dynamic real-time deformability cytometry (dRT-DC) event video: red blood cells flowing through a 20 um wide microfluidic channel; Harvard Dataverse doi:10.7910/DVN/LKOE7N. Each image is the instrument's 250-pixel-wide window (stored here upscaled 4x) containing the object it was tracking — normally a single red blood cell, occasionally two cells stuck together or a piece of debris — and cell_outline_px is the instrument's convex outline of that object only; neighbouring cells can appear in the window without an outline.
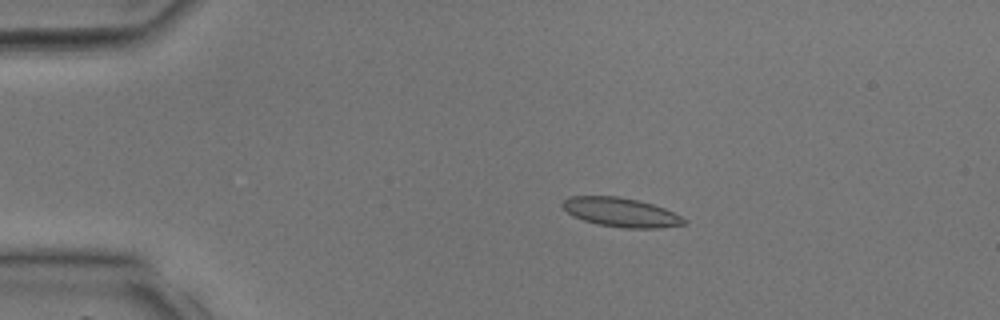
{"species": "common noctule bat (a hibernating species)", "species_latin": "Nyctalus noctula", "temperature_condition": "room temperature", "stored_images_in_passage": 39, "camera_frame_rate_fps": 3000, "um_per_image_px": 0.085, "animal": {"sex": "male", "body_mass_g": 17.9, "forearm_length_mm": 54.2}, "frame": {"image": 1, "passage_image": 7, "time_ms": 2.0, "image_size_px": [1000, 320], "cell_outline_px": [[688, 220], [684, 224], [660, 228], [624, 228], [596, 224], [572, 216], [560, 204], [568, 196], [620, 196], [652, 204], [664, 208]], "centroid_in_image_um": [52.75, 18.04], "position_along_channel_um": 32.2, "area_um2": 20.58}}
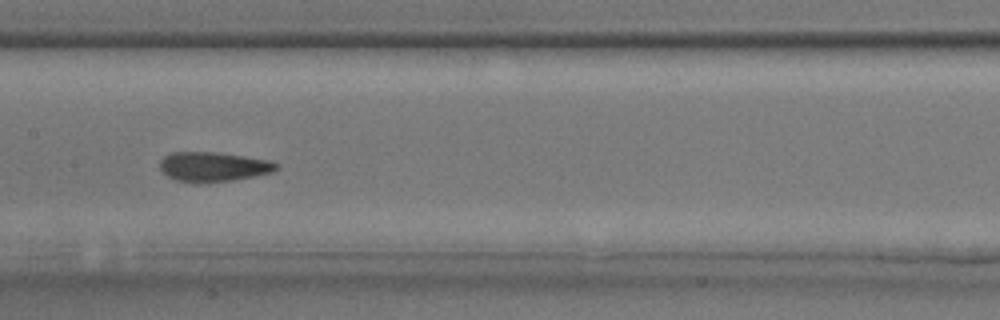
{"frame": {"image": 2, "passage_image": 19, "time_ms": 6.0, "image_size_px": [1000, 320], "cell_outline_px": [[280, 168], [272, 172], [232, 180], [208, 184], [196, 184], [176, 180], [168, 176], [160, 168], [160, 160], [164, 156], [172, 152], [216, 152], [244, 156], [268, 160], [280, 164]], "centroid_in_image_um": [18.13, 14.19], "position_along_channel_um": 189.3, "area_um2": 20.35}}
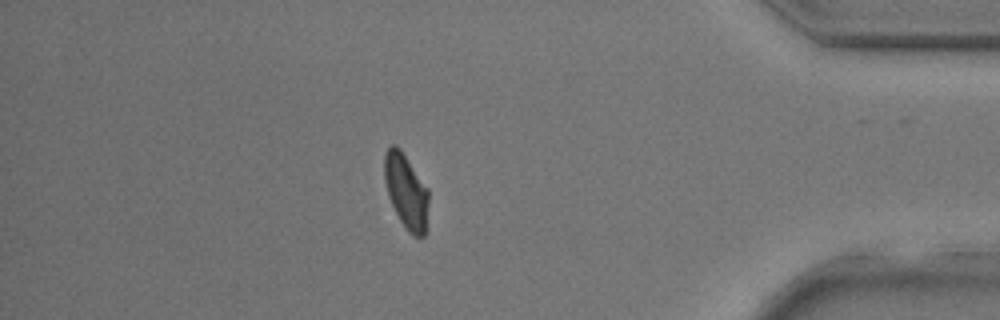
{"frame": {"image": 3, "passage_image": 33, "time_ms": 10.667, "image_size_px": [1000, 320], "cell_outline_px": [[428, 200], [424, 236], [412, 236], [408, 232], [400, 220], [388, 196], [384, 180], [384, 152], [392, 144], [396, 144], [400, 148], [428, 188]], "centroid_in_image_um": [34.5, 16.22], "position_along_channel_um": 400.7, "area_um2": 19.13}}